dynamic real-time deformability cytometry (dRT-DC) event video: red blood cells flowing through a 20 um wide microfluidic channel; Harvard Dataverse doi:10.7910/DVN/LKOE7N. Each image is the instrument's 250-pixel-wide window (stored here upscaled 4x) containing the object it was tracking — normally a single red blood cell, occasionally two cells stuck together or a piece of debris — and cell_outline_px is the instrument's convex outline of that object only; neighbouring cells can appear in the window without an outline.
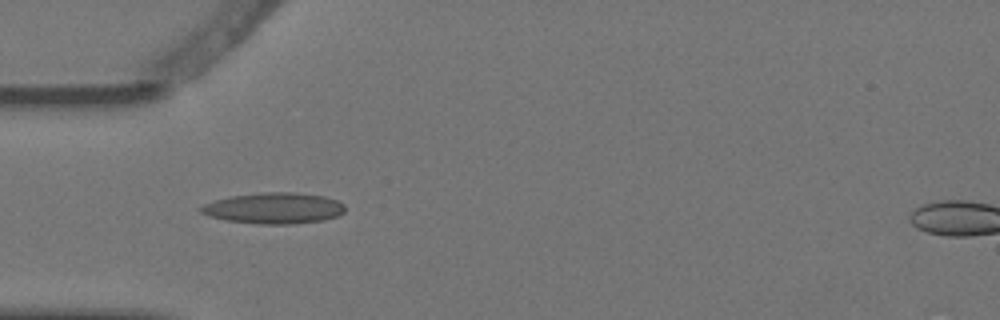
{"species": "Egyptian fruit bat (a non-hibernating species)", "species_latin": "Rousettus aegyptiacus", "temperature_condition": "warm", "stored_images_in_passage": 2, "camera_frame_rate_fps": 3000, "um_per_image_px": 0.085, "animal": {"sex": "female"}, "frame": {"image": 1, "passage_image": 1, "time_ms": 0.0, "image_size_px": [1000, 320], "cell_outline_px": [[344, 212], [336, 216], [324, 220], [292, 224], [260, 224], [224, 220], [208, 216], [200, 212], [200, 208], [204, 204], [216, 200], [232, 196], [264, 192], [292, 192], [324, 196], [336, 200], [344, 204]], "centroid_in_image_um": [23.28, 17.7], "position_along_channel_um": 61.7, "area_um2": 25.95}}
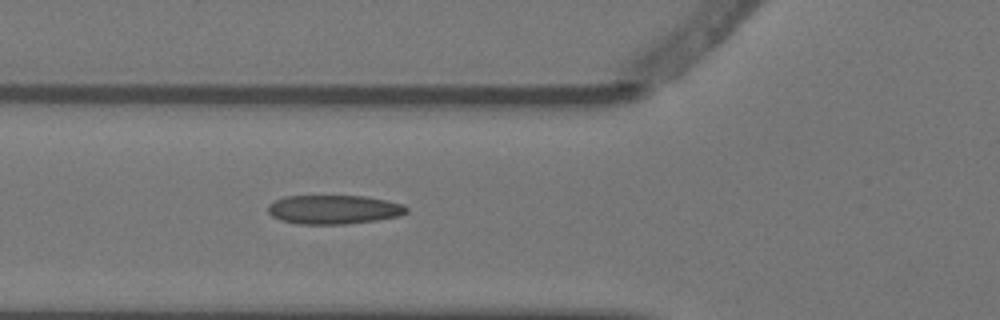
{"frame": {"image": 2, "passage_image": 2, "time_ms": 0.333, "image_size_px": [1000, 320], "cell_outline_px": [[408, 212], [400, 216], [376, 220], [348, 224], [300, 224], [280, 220], [272, 216], [268, 212], [268, 204], [284, 196], [364, 196], [404, 204], [408, 208]], "centroid_in_image_um": [28.38, 17.81], "position_along_channel_um": 97.4, "area_um2": 23.47}}